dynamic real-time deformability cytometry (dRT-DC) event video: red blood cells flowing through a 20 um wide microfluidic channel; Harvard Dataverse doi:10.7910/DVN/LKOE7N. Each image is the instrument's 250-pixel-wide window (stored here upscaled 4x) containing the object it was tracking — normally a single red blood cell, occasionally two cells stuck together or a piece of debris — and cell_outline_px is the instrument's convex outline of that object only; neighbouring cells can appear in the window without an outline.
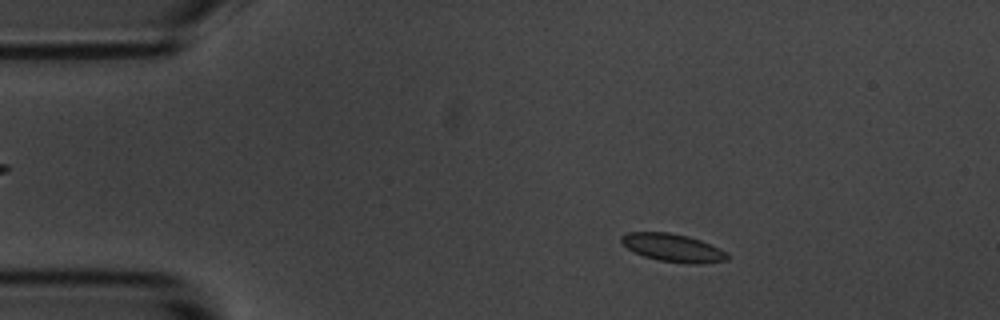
{"species": "common noctule bat (a hibernating species)", "species_latin": "Nyctalus noctula", "temperature_condition": "room temperature", "stored_images_in_passage": 4, "camera_frame_rate_fps": 3000, "um_per_image_px": 0.085, "animal": {"sex": "male", "body_mass_g": 20.1, "forearm_length_mm": 53.5}, "frame": {"image": 1, "passage_image": 2, "time_ms": 1.0, "image_size_px": [1000, 320], "cell_outline_px": [[728, 260], [700, 264], [692, 264], [660, 260], [644, 256], [628, 248], [620, 240], [620, 236], [628, 232], [668, 232], [688, 236], [700, 240], [720, 248], [728, 252]], "centroid_in_image_um": [57.23, 21.05], "position_along_channel_um": 27.8, "area_um2": 17.17}}